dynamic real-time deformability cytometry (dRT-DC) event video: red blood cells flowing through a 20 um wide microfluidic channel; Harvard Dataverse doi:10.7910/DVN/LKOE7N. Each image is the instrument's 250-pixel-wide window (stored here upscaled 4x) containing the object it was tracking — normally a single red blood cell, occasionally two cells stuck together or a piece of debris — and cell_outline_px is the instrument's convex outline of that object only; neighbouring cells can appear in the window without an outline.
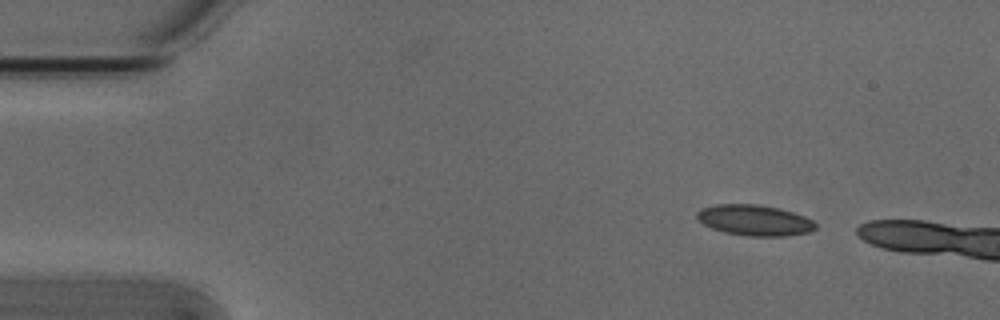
{"species": "Egyptian fruit bat (a non-hibernating species)", "species_latin": "Rousettus aegyptiacus", "temperature_condition": "cold", "stored_images_in_passage": 3, "camera_frame_rate_fps": 3000, "um_per_image_px": 0.085, "animal": {"sex": "male"}, "frame": {"image": 1, "passage_image": 2, "time_ms": 0.333, "image_size_px": [1000, 320], "cell_outline_px": [[816, 228], [808, 232], [784, 236], [748, 236], [724, 232], [712, 228], [704, 224], [696, 216], [696, 212], [700, 208], [716, 204], [756, 204], [780, 208], [804, 216], [812, 220], [816, 224]], "centroid_in_image_um": [64.12, 18.71], "position_along_channel_um": 20.9, "area_um2": 21.21}}